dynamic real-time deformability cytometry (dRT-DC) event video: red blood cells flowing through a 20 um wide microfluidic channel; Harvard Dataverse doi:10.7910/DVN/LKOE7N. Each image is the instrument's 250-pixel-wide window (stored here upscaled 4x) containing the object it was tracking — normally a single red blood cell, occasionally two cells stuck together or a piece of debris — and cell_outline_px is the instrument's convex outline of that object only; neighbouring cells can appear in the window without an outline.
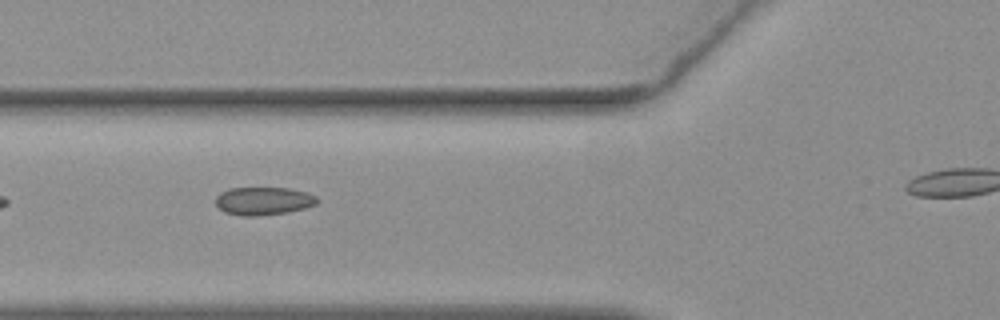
{"species": "common noctule bat (a hibernating species)", "species_latin": "Nyctalus noctula", "temperature_condition": "warm", "stored_images_in_passage": 13, "camera_frame_rate_fps": 3000, "um_per_image_px": 0.085, "animal": {"sex": "female", "body_mass_g": 19.3, "forearm_length_mm": 54.1}, "frame": {"image": 1, "passage_image": 3, "time_ms": 0.667, "image_size_px": [1000, 320], "cell_outline_px": [[320, 200], [316, 204], [304, 208], [284, 212], [260, 216], [244, 216], [224, 212], [216, 204], [216, 196], [220, 192], [228, 188], [288, 188], [308, 192], [316, 196]], "centroid_in_image_um": [22.39, 17.07], "position_along_channel_um": 103.4, "area_um2": 16.59}}
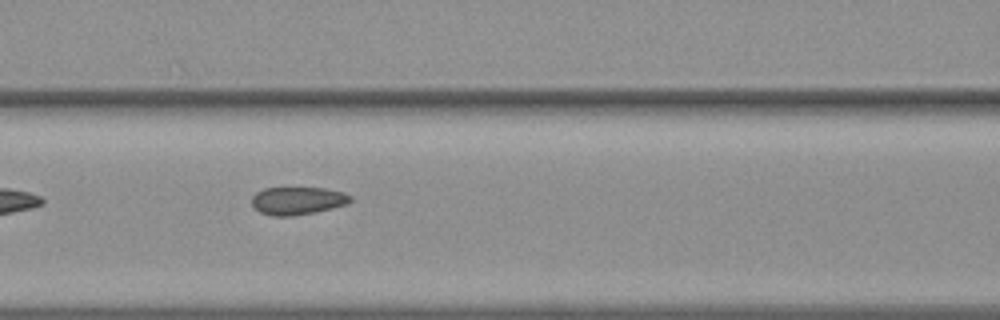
{"frame": {"image": 2, "passage_image": 6, "time_ms": 1.667, "image_size_px": [1000, 320], "cell_outline_px": [[352, 200], [348, 204], [316, 212], [292, 216], [272, 216], [260, 212], [252, 204], [252, 196], [256, 192], [264, 188], [324, 188], [344, 192], [352, 196]], "centroid_in_image_um": [25.32, 17.06], "position_along_channel_um": 141.3, "area_um2": 16.07}}